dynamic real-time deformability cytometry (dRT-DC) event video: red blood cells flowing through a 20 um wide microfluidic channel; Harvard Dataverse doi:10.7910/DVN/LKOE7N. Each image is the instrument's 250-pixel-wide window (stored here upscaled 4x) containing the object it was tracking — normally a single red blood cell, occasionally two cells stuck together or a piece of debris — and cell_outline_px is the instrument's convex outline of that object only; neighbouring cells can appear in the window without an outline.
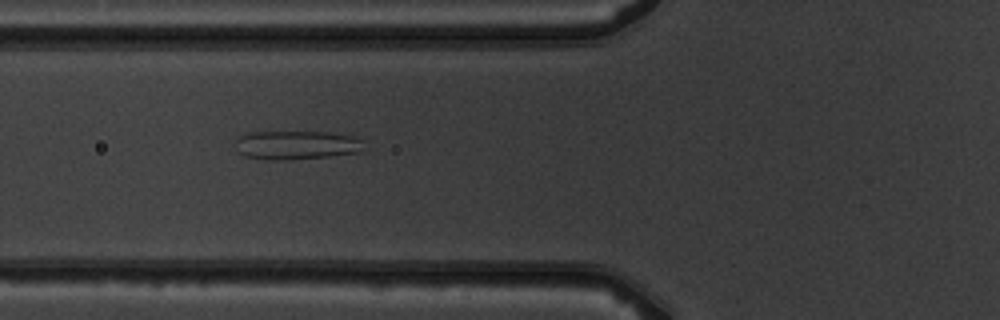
{"species": "common noctule bat (a hibernating species)", "species_latin": "Nyctalus noctula", "temperature_condition": "warm", "stored_images_in_passage": 7, "camera_frame_rate_fps": 3000, "um_per_image_px": 0.085, "animal": {"sex": "male", "body_mass_g": 19.5, "forearm_length_mm": 54.6}, "frame": {"image": 1, "passage_image": 4, "time_ms": 3.333, "image_size_px": [1000, 320], "cell_outline_px": [[364, 140], [360, 152], [328, 156], [288, 160], [268, 160], [244, 156], [236, 152], [232, 140], [244, 132], [328, 132], [352, 136]], "centroid_in_image_um": [25.08, 12.33], "position_along_channel_um": 100.7, "area_um2": 22.02}}
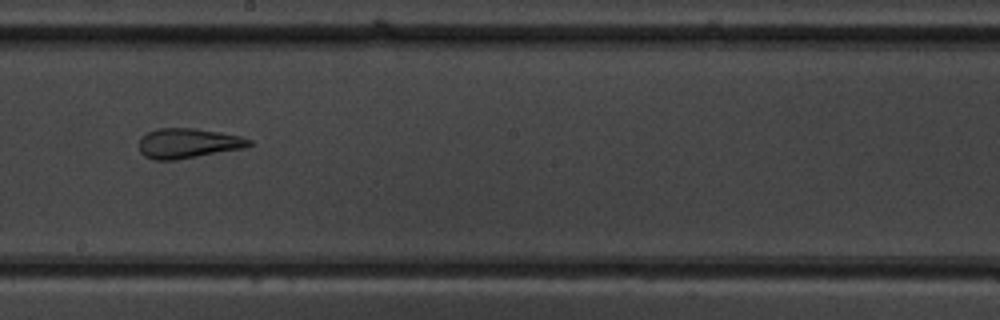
{"frame": {"image": 2, "passage_image": 7, "time_ms": 6.667, "image_size_px": [1000, 320], "cell_outline_px": [[252, 144], [244, 148], [176, 160], [156, 160], [144, 156], [140, 152], [140, 136], [156, 128], [192, 128], [220, 132], [240, 136], [252, 140]], "centroid_in_image_um": [15.97, 12.18], "position_along_channel_um": 232.2, "area_um2": 19.19}}